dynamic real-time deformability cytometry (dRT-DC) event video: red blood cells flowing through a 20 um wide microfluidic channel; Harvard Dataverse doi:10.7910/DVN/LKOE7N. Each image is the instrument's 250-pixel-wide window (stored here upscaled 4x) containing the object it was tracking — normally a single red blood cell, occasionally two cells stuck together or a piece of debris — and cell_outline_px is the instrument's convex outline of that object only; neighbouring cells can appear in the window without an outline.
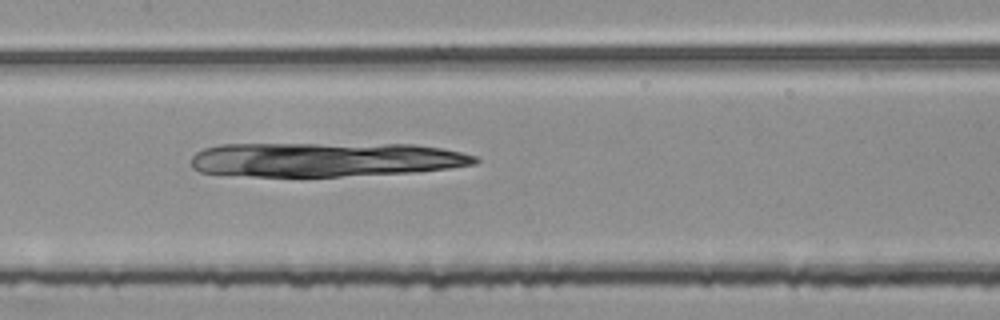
{"species": "common noctule bat (a hibernating species)", "species_latin": "Nyctalus noctula", "temperature_condition": "room temperature", "stored_images_in_passage": 51, "camera_frame_rate_fps": 3000, "um_per_image_px": 0.085, "animal": {"sex": "female", "body_mass_g": 25.1}, "frame": {"image": 1, "passage_image": 25, "time_ms": 8.0, "image_size_px": [1000, 320], "cell_outline_px": [[480, 160], [476, 164], [448, 168], [416, 172], [340, 176], [252, 176], [200, 172], [192, 168], [192, 156], [196, 152], [204, 148], [220, 144], [416, 144], [440, 148], [460, 152], [476, 156]], "centroid_in_image_um": [27.67, 13.55], "position_along_channel_um": 179.7, "area_um2": 56.93}}
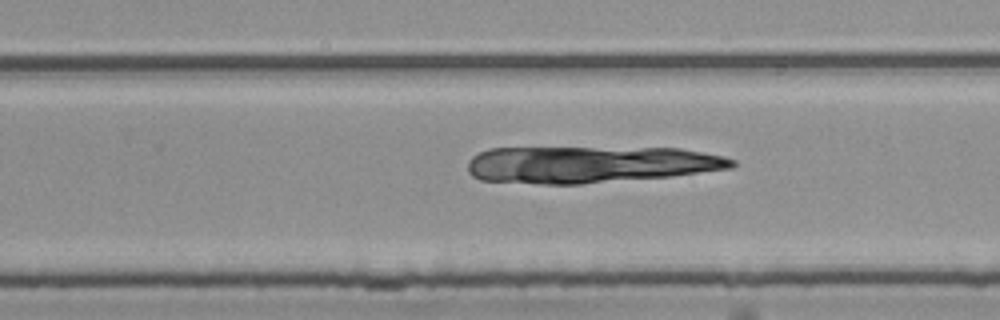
{"frame": {"image": 2, "passage_image": 33, "time_ms": 10.667, "image_size_px": [1000, 320], "cell_outline_px": [[736, 164], [732, 168], [672, 176], [584, 184], [540, 184], [480, 180], [472, 176], [468, 172], [468, 160], [472, 156], [488, 148], [680, 148], [724, 156], [736, 160]], "centroid_in_image_um": [50.14, 13.98], "position_along_channel_um": 279.7, "area_um2": 57.05}}
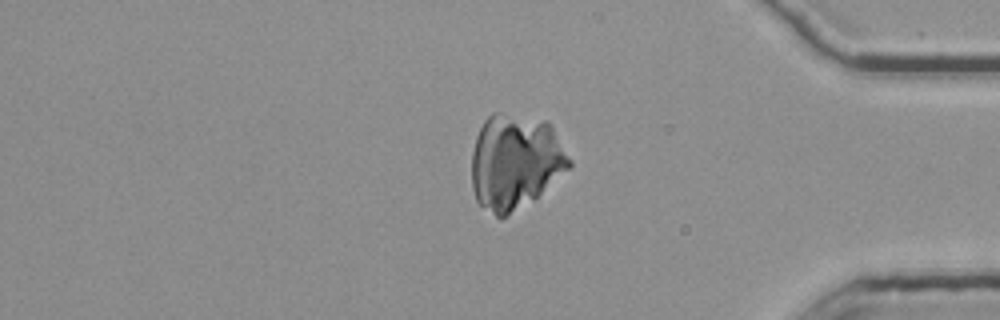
{"frame": {"image": 3, "passage_image": 44, "time_ms": 14.333, "image_size_px": [1000, 320], "cell_outline_px": [[572, 168], [536, 196], [500, 220], [480, 204], [476, 200], [472, 188], [472, 152], [476, 136], [484, 120], [492, 112], [500, 112], [544, 120], [552, 128], [572, 160]], "centroid_in_image_um": [43.78, 13.74], "position_along_channel_um": 391.4, "area_um2": 53.93}}